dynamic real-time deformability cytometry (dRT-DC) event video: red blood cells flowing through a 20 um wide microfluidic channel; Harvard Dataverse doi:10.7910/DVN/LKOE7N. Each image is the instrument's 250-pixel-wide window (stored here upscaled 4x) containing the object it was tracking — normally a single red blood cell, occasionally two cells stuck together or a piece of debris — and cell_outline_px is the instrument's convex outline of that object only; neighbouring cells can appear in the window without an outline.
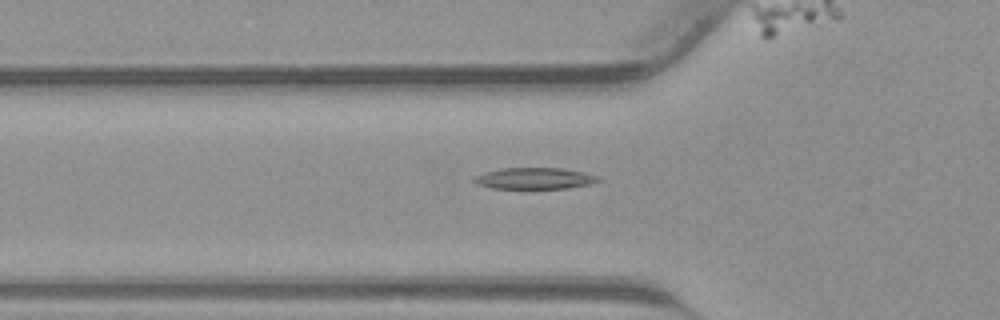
{"species": "common noctule bat (a hibernating species)", "species_latin": "Nyctalus noctula", "temperature_condition": "warm", "stored_images_in_passage": 28, "camera_frame_rate_fps": 3000, "um_per_image_px": 0.085, "animal": {"sex": "male", "body_mass_g": 23.1, "forearm_length_mm": 52.7}, "frame": {"image": 1, "passage_image": 5, "time_ms": 1.333, "image_size_px": [1000, 320], "cell_outline_px": [[600, 180], [592, 184], [568, 188], [492, 188], [476, 184], [472, 180], [476, 176], [484, 172], [500, 168], [560, 168], [584, 172], [600, 176]], "centroid_in_image_um": [45.45, 15.16], "position_along_channel_um": 80.3, "area_um2": 15.49}}
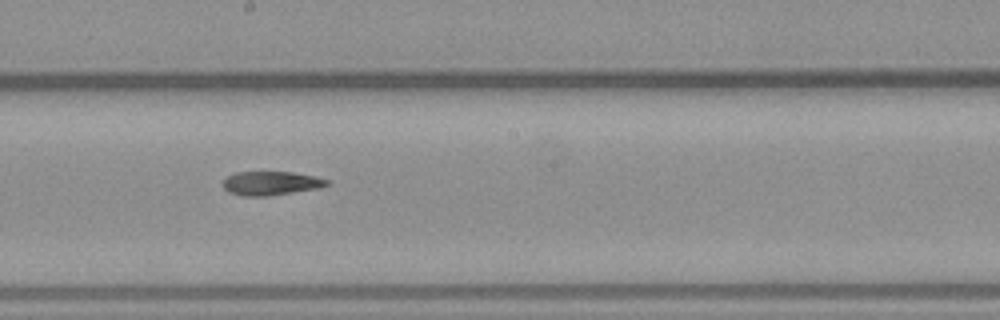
{"frame": {"image": 2, "passage_image": 14, "time_ms": 4.333, "image_size_px": [1000, 320], "cell_outline_px": [[328, 184], [320, 188], [268, 196], [244, 196], [228, 192], [220, 184], [228, 176], [236, 172], [292, 172], [316, 176], [328, 180]], "centroid_in_image_um": [23.01, 15.58], "position_along_channel_um": 225.2, "area_um2": 14.51}}
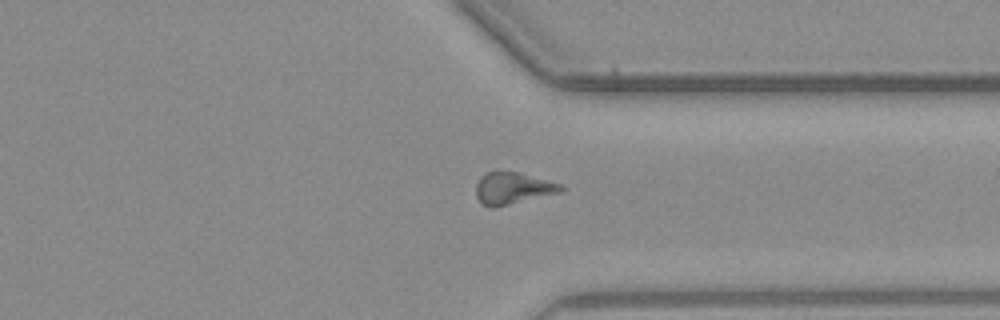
{"frame": {"image": 3, "passage_image": 23, "time_ms": 7.333, "image_size_px": [1000, 320], "cell_outline_px": [[568, 188], [560, 192], [496, 208], [488, 208], [480, 204], [476, 196], [476, 184], [480, 176], [484, 172], [516, 172], [564, 184]], "centroid_in_image_um": [43.58, 16.03], "position_along_channel_um": 367.8, "area_um2": 16.07}}